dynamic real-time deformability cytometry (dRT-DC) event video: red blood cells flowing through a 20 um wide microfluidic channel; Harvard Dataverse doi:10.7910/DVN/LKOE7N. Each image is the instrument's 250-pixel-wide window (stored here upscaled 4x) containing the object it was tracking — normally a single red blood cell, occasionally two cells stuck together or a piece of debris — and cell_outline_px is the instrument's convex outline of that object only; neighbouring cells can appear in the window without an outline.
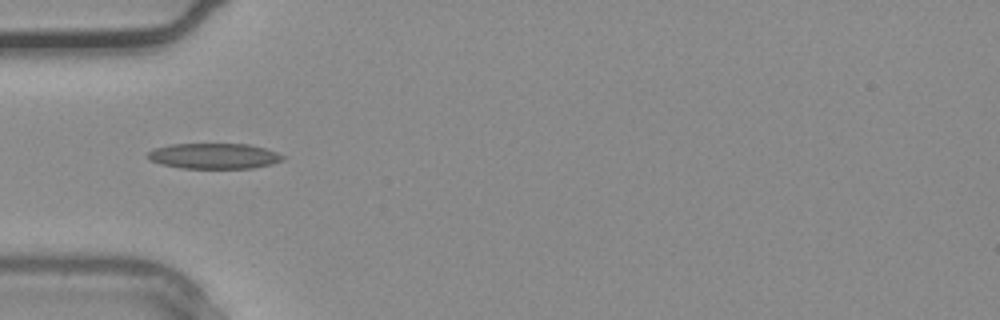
{"species": "common noctule bat (a hibernating species)", "species_latin": "Nyctalus noctula", "temperature_condition": "warm", "stored_images_in_passage": 36, "camera_frame_rate_fps": 3000, "um_per_image_px": 0.085, "animal": {"sex": "male", "body_mass_g": 20.4}, "frame": {"image": 1, "passage_image": 11, "time_ms": 3.333, "image_size_px": [1000, 320], "cell_outline_px": [[288, 156], [284, 160], [272, 164], [252, 168], [180, 168], [160, 164], [148, 160], [144, 156], [152, 148], [172, 144], [248, 144], [264, 148]], "centroid_in_image_um": [18.16, 13.26], "position_along_channel_um": 66.8, "area_um2": 20.4}}